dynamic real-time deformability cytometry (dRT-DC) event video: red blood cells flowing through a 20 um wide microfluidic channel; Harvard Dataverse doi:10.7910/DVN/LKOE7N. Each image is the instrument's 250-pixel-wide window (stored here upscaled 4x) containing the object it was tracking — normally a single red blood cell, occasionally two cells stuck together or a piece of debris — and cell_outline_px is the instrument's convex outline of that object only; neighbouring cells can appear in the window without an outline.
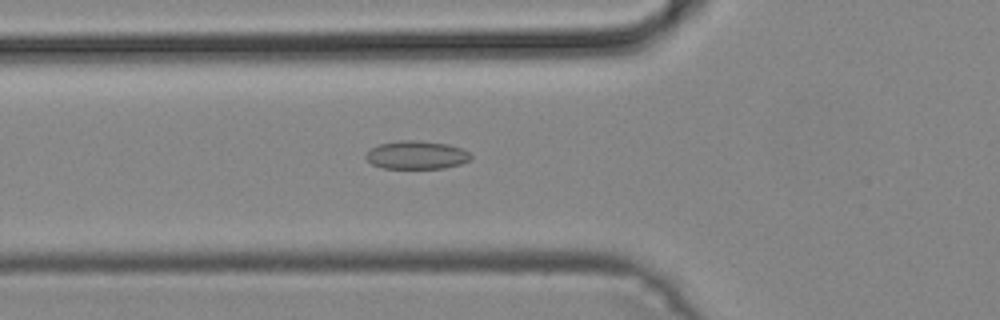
{"species": "common noctule bat (a hibernating species)", "species_latin": "Nyctalus noctula", "temperature_condition": "cold", "stored_images_in_passage": 42, "camera_frame_rate_fps": 3000, "um_per_image_px": 0.085, "animal": {"sex": "male", "body_mass_g": 19.2, "forearm_length_mm": 51.8}, "frame": {"image": 1, "passage_image": 11, "time_ms": 3.333, "image_size_px": [1000, 320], "cell_outline_px": [[472, 156], [468, 160], [460, 164], [444, 168], [384, 168], [372, 164], [364, 156], [372, 148], [380, 144], [400, 140], [420, 140], [448, 144], [460, 148], [468, 152]], "centroid_in_image_um": [35.4, 13.17], "position_along_channel_um": 90.4, "area_um2": 17.11}}
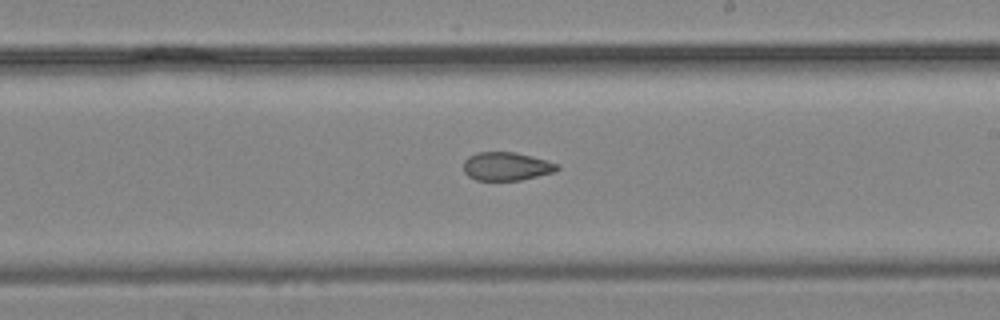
{"frame": {"image": 2, "passage_image": 22, "time_ms": 7.0, "image_size_px": [1000, 320], "cell_outline_px": [[560, 168], [556, 172], [520, 180], [476, 180], [468, 176], [464, 172], [464, 160], [468, 156], [476, 152], [512, 152], [532, 156], [556, 164]], "centroid_in_image_um": [43.02, 14.14], "position_along_channel_um": 246.0, "area_um2": 15.43}}
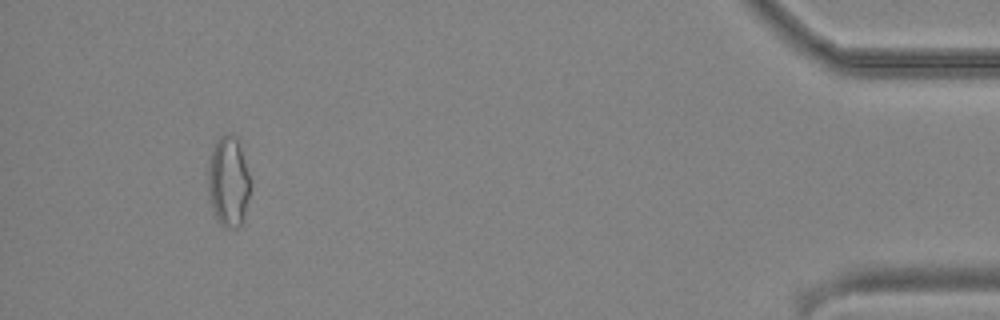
{"frame": {"image": 3, "passage_image": 39, "time_ms": 12.667, "image_size_px": [1000, 320], "cell_outline_px": [[252, 184], [244, 216], [240, 224], [236, 228], [224, 228], [216, 220], [208, 196], [208, 160], [212, 148], [216, 140], [220, 136], [236, 136], [240, 144], [252, 180]], "centroid_in_image_um": [19.42, 15.45], "position_along_channel_um": 415.8, "area_um2": 22.77}}